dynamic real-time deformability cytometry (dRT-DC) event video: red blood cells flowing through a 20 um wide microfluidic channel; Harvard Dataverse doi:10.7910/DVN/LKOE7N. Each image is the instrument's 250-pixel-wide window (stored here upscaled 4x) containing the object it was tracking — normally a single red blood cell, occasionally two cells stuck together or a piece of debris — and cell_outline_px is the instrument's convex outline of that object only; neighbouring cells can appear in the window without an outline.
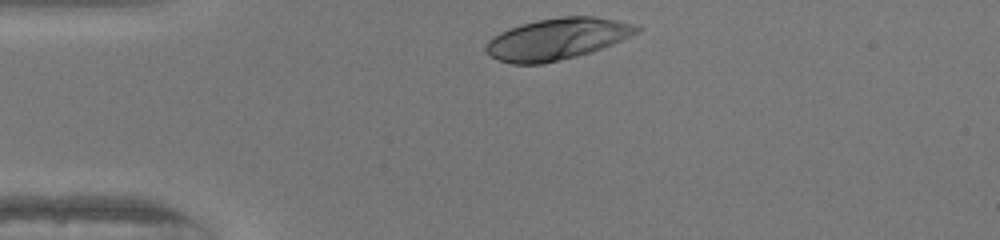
{"species": "human", "species_latin": "Homo sapiens", "temperature_condition": "warm", "stored_images_in_passage": 30, "camera_frame_rate_fps": 3000, "um_per_image_px": 0.085, "donor": {"sex": "female"}, "frame": {"image": 1, "passage_image": 1, "time_ms": 0.0, "image_size_px": [1000, 240], "cell_outline_px": [[644, 28], [640, 32], [612, 44], [576, 56], [544, 64], [512, 64], [496, 60], [484, 52], [484, 48], [488, 40], [500, 32], [536, 20], [560, 16], [592, 16], [616, 20], [636, 24]], "centroid_in_image_um": [47.35, 3.31], "position_along_channel_um": 37.7, "area_um2": 36.47}}
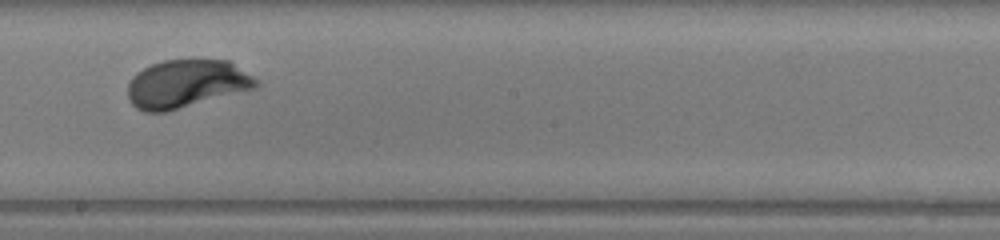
{"frame": {"image": 2, "passage_image": 18, "time_ms": 5.667, "image_size_px": [1000, 240], "cell_outline_px": [[260, 84], [256, 88], [168, 112], [144, 112], [136, 108], [128, 100], [128, 84], [132, 76], [136, 72], [152, 64], [164, 60], [228, 60], [260, 80]], "centroid_in_image_um": [15.85, 7.14], "position_along_channel_um": 232.4, "area_um2": 36.24}}
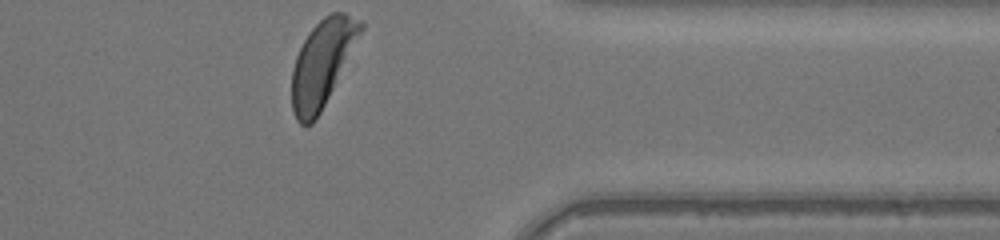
{"frame": {"image": 3, "passage_image": 30, "time_ms": 9.667, "image_size_px": [1000, 240], "cell_outline_px": [[364, 28], [320, 112], [312, 124], [300, 124], [296, 120], [292, 112], [292, 68], [296, 56], [308, 32], [324, 16], [332, 12], [344, 12], [360, 20], [364, 24]], "centroid_in_image_um": [27.37, 5.35], "position_along_channel_um": 384.0, "area_um2": 33.99}, "authors_computed_cell_mechanics": {"area_um2": 35.6048, "velocity_mm_per_s": 4.1079, "shape_relaxation_time_tau1_ms": 1.8862, "shape_relaxation_time_tau2_ms": null, "deformation_change_tau1": 0.1756, "deformation_change_tau2": null}}